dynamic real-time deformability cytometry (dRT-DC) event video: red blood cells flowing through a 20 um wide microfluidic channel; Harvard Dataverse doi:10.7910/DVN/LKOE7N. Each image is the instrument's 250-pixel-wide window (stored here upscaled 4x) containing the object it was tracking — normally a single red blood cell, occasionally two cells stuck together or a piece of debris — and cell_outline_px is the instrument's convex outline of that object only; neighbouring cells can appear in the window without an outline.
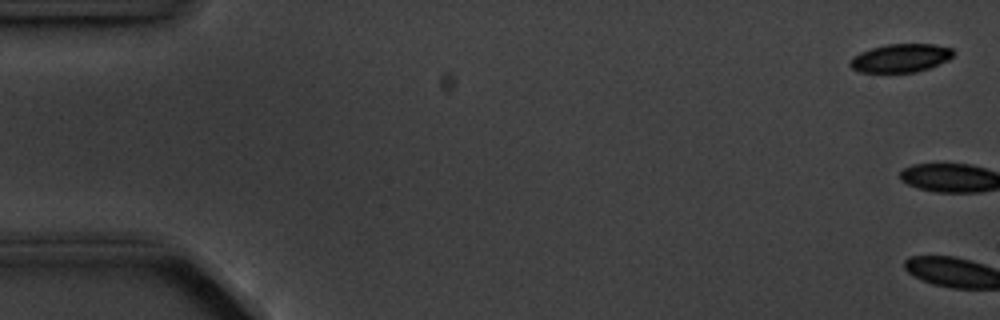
{"species": "common noctule bat (a hibernating species)", "species_latin": "Nyctalus noctula", "temperature_condition": "cold", "stored_images_in_passage": 7, "camera_frame_rate_fps": 3000, "um_per_image_px": 0.085, "animal": {"sex": "male", "body_mass_g": 20.1, "forearm_length_mm": 53.5}, "frame": {"image": 1, "passage_image": 1, "time_ms": 0.0, "image_size_px": [1000, 320], "cell_outline_px": [[956, 52], [948, 60], [928, 68], [916, 72], [860, 72], [852, 68], [848, 64], [860, 52], [872, 48], [888, 44], [932, 44], [952, 48]], "centroid_in_image_um": [76.58, 4.93], "position_along_channel_um": 8.4, "area_um2": 16.88}}